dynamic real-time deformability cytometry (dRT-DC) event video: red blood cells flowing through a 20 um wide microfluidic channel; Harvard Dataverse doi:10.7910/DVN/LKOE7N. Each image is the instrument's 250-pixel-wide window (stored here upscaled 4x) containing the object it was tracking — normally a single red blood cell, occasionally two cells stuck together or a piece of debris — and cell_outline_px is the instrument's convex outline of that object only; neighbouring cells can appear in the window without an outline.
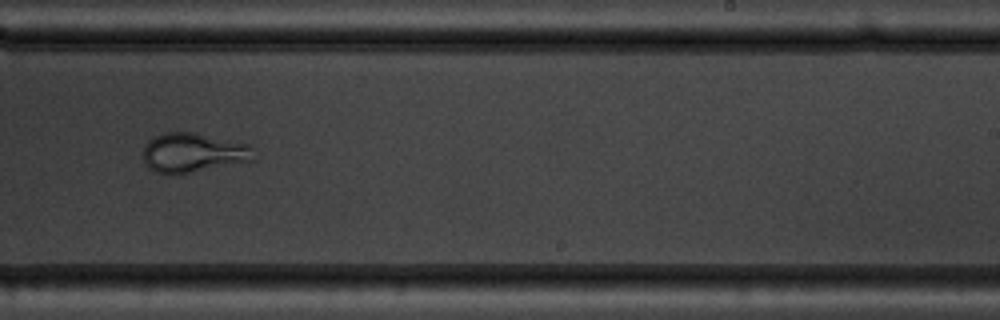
{"species": "common noctule bat (a hibernating species)", "species_latin": "Nyctalus noctula", "temperature_condition": "warm", "stored_images_in_passage": 14, "camera_frame_rate_fps": 3000, "um_per_image_px": 0.085, "animal": {"sex": "male", "body_mass_g": 19.5, "forearm_length_mm": 54.6}, "frame": {"image": 1, "passage_image": 10, "time_ms": 11.0, "image_size_px": [1000, 320], "cell_outline_px": [[252, 160], [168, 176], [156, 172], [148, 168], [144, 164], [144, 144], [148, 140], [164, 132], [196, 132], [252, 144]], "centroid_in_image_um": [16.37, 12.96], "position_along_channel_um": 272.6, "area_um2": 25.49}, "authors_computed_cell_mechanics": {"area_um2": 29.8537, "velocity_mm_per_s": 3.7908, "shape_relaxation_time_tau1_ms": 4.3714, "shape_relaxation_time_tau2_ms": null, "deformation_change_tau1": 0.1215, "deformation_change_tau2": null}}